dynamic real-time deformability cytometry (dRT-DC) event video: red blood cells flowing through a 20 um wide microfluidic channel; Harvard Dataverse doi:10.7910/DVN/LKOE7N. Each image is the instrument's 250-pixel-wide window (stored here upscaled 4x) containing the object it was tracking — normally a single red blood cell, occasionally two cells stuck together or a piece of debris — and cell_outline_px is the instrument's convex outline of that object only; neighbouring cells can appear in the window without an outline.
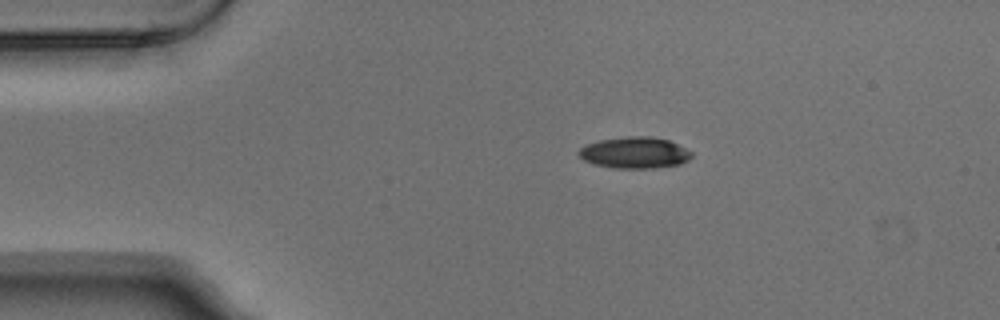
{"species": "Egyptian fruit bat (a non-hibernating species)", "species_latin": "Rousettus aegyptiacus", "temperature_condition": "warm", "stored_images_in_passage": 3, "segment_of_instrument_passage": [1, 2], "camera_frame_rate_fps": 3000, "um_per_image_px": 0.085, "animal": {"sex": "male"}, "frame": {"image": 1, "passage_image": 1, "time_ms": 0.0, "image_size_px": [1000, 320], "cell_outline_px": [[692, 156], [688, 160], [680, 164], [656, 168], [612, 168], [592, 164], [584, 160], [576, 152], [584, 144], [600, 140], [628, 136], [652, 136], [668, 140], [692, 152]], "centroid_in_image_um": [53.91, 12.98], "position_along_channel_um": 31.1, "area_um2": 20.75}}